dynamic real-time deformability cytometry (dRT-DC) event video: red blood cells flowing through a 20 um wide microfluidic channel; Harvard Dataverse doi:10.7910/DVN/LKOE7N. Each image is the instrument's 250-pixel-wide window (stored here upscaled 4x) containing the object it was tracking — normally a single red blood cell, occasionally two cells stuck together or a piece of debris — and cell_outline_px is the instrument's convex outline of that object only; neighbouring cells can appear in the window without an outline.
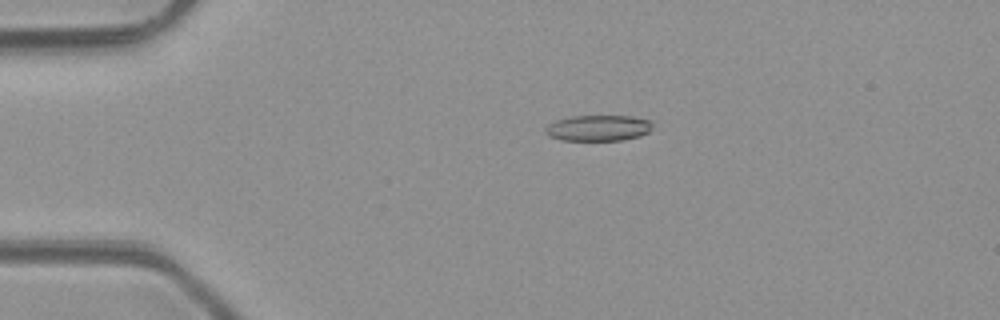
{"species": "common noctule bat (a hibernating species)", "species_latin": "Nyctalus noctula", "temperature_condition": "room temperature", "stored_images_in_passage": 4, "camera_frame_rate_fps": 3000, "um_per_image_px": 0.085, "animal": {"sex": "male", "body_mass_g": 23.1, "forearm_length_mm": 52.7}, "frame": {"image": 1, "passage_image": 2, "time_ms": 1.333, "image_size_px": [1000, 320], "cell_outline_px": [[652, 128], [648, 132], [640, 136], [620, 140], [560, 140], [548, 136], [544, 132], [544, 128], [548, 124], [556, 120], [572, 116], [632, 116], [652, 120]], "centroid_in_image_um": [50.84, 10.88], "position_along_channel_um": 34.2, "area_um2": 16.3}}